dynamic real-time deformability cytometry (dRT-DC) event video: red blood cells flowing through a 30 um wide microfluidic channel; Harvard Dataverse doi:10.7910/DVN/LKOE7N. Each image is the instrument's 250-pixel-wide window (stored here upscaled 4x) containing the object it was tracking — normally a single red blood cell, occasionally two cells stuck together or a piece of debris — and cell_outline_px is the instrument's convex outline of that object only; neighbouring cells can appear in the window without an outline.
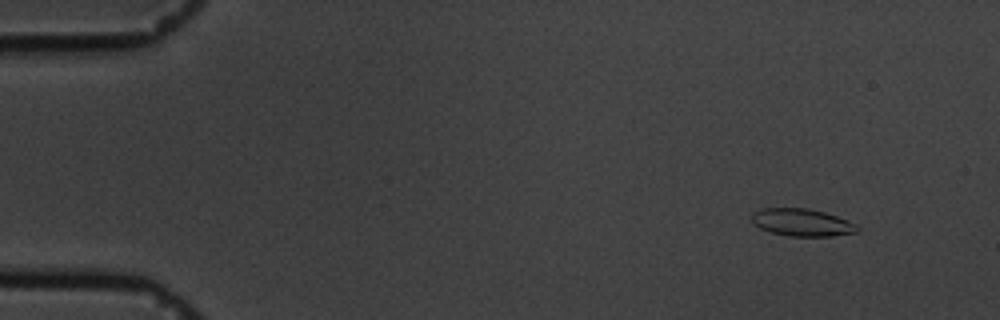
{"species": "common noctule bat (a hibernating species)", "species_latin": "Nyctalus noctula", "temperature_condition": "cold", "stored_images_in_passage": 60, "camera_frame_rate_fps": 3000, "um_per_image_px": 0.085, "animal": {"sex": "male", "body_mass_g": 19.5, "forearm_length_mm": 54.6}, "frame": {"image": 1, "passage_image": 6, "time_ms": 1.667, "image_size_px": [1000, 320], "cell_outline_px": [[860, 232], [832, 236], [788, 236], [772, 232], [760, 228], [752, 224], [752, 212], [764, 208], [808, 208], [824, 212], [848, 220], [856, 224], [860, 228]], "centroid_in_image_um": [68.19, 18.91], "position_along_channel_um": 16.8, "area_um2": 16.99}}
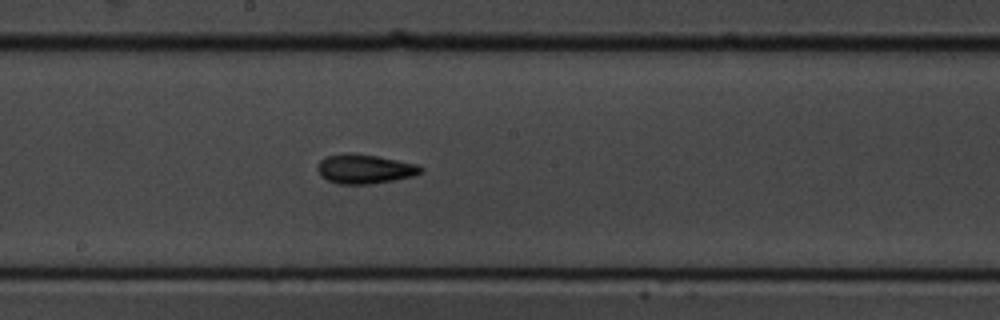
{"frame": {"image": 2, "passage_image": 33, "time_ms": 10.667, "image_size_px": [1000, 320], "cell_outline_px": [[424, 168], [420, 172], [412, 176], [372, 184], [340, 184], [328, 180], [320, 176], [316, 168], [316, 164], [320, 160], [328, 156], [376, 156], [416, 164]], "centroid_in_image_um": [30.98, 14.41], "position_along_channel_um": 217.2, "area_um2": 16.82}}
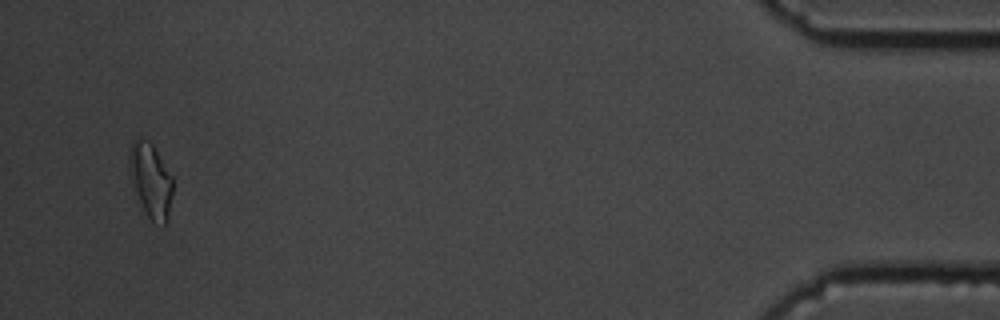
{"frame": {"image": 3, "passage_image": 58, "time_ms": 19.0, "image_size_px": [1000, 320], "cell_outline_px": [[172, 192], [168, 220], [164, 224], [152, 220], [148, 216], [140, 200], [128, 164], [128, 152], [132, 140], [140, 136], [148, 140], [152, 144], [172, 176]], "centroid_in_image_um": [12.81, 15.24], "position_along_channel_um": 422.4, "area_um2": 18.32}, "authors_computed_cell_mechanics": {"area_um2": 17.0799, "velocity_mm_per_s": 3.3711, "shape_relaxation_time_tau1_ms": 3.7784, "shape_relaxation_time_tau2_ms": 3.331, "deformation_change_tau1": 0.1076, "deformation_change_tau2": 0.0995}}